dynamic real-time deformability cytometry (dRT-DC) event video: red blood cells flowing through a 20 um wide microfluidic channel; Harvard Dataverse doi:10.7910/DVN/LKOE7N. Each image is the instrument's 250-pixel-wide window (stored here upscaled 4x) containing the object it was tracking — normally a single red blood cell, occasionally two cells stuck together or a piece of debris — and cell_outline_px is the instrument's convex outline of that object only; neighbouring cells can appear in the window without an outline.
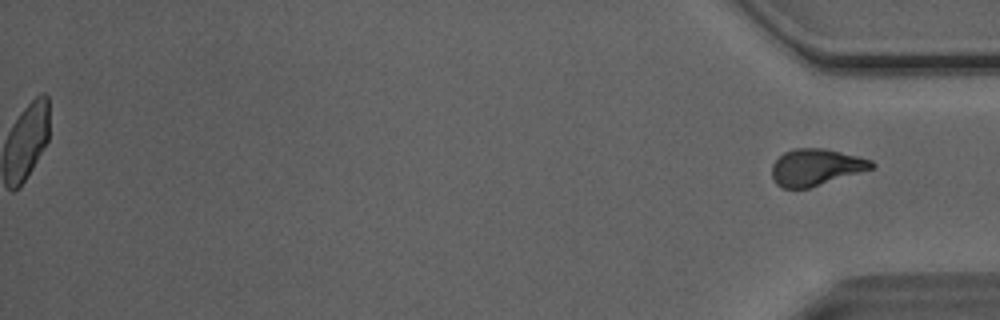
{"species": "Egyptian fruit bat (a non-hibernating species)", "species_latin": "Rousettus aegyptiacus", "temperature_condition": "room temperature", "stored_images_in_passage": 49, "segment_of_instrument_passage": [2, 2], "camera_frame_rate_fps": 3000, "um_per_image_px": 0.085, "animal": {"sex": "male"}, "frame": {"image": 1, "passage_image": 49, "time_ms": 16.0, "image_size_px": [1000, 320], "cell_outline_px": [[876, 168], [808, 188], [784, 188], [776, 184], [772, 176], [772, 164], [784, 152], [792, 148], [824, 148], [872, 160], [876, 164]], "centroid_in_image_um": [69.37, 14.21], "position_along_channel_um": 365.8, "area_um2": 21.33}}